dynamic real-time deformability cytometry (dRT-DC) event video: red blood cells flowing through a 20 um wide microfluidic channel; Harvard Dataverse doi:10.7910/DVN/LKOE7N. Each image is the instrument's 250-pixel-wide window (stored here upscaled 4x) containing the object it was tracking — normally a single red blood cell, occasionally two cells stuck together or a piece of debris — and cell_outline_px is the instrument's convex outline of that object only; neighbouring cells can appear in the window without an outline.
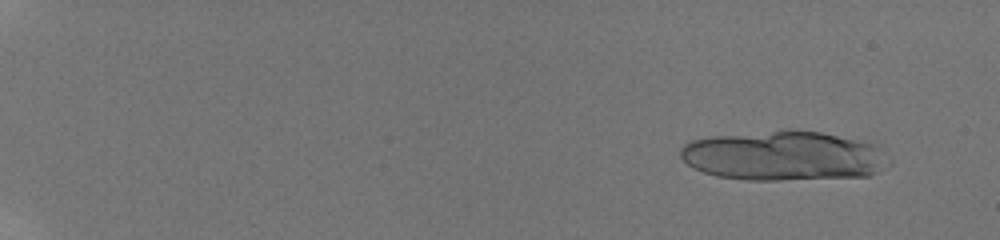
{"species": "human", "species_latin": "Homo sapiens", "temperature_condition": "room temperature", "stored_images_in_passage": 21, "segment_of_instrument_passage": [1, 2], "camera_frame_rate_fps": 3000, "um_per_image_px": 0.085, "donor": {"sex": "male"}, "frame": {"image": 1, "passage_image": 3, "time_ms": 1.0, "image_size_px": [1000, 240], "cell_outline_px": [[876, 172], [868, 176], [780, 180], [748, 180], [716, 176], [692, 168], [680, 156], [680, 148], [688, 140], [712, 136], [780, 128], [792, 128], [820, 132], [872, 144], [876, 148]], "centroid_in_image_um": [66.32, 13.22], "position_along_channel_um": 18.7, "area_um2": 59.3}}